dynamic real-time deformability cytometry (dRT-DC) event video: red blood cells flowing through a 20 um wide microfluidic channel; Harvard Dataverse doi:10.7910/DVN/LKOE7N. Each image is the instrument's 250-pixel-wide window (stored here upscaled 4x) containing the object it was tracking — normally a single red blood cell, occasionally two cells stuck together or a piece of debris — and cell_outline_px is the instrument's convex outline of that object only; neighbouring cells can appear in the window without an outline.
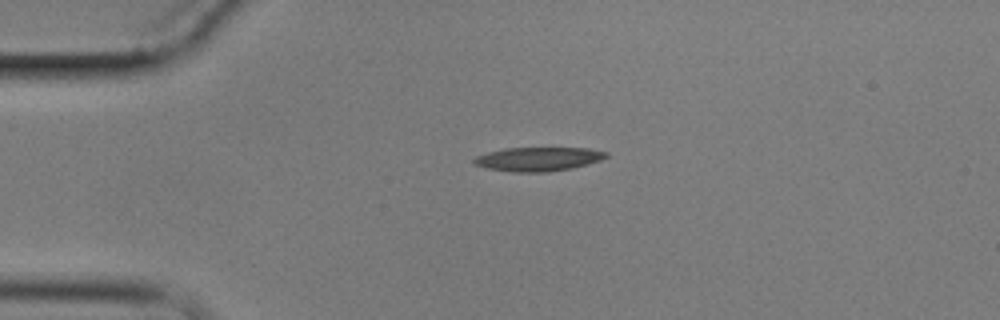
{"species": "common noctule bat (a hibernating species)", "species_latin": "Nyctalus noctula", "temperature_condition": "cold", "stored_images_in_passage": 3, "camera_frame_rate_fps": 3000, "um_per_image_px": 0.085, "animal": {"sex": "male", "body_mass_g": 17.9}, "frame": {"image": 1, "passage_image": 1, "time_ms": 0.0, "image_size_px": [1000, 320], "cell_outline_px": [[608, 156], [600, 160], [572, 168], [548, 172], [512, 172], [488, 168], [472, 164], [472, 160], [476, 156], [488, 152], [504, 148], [588, 148], [608, 152]], "centroid_in_image_um": [45.72, 13.52], "position_along_channel_um": 39.3, "area_um2": 18.44}}
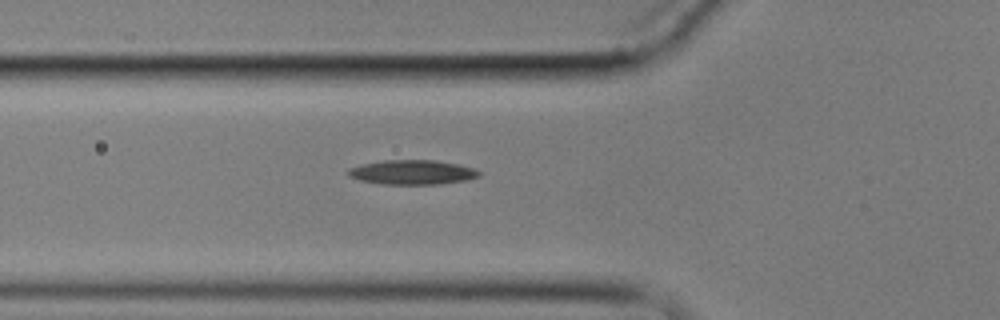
{"frame": {"image": 2, "passage_image": 3, "time_ms": 2.333, "image_size_px": [1000, 320], "cell_outline_px": [[480, 176], [468, 180], [440, 184], [380, 184], [360, 180], [348, 176], [348, 168], [364, 164], [384, 160], [436, 160], [456, 164], [472, 168], [480, 172]], "centroid_in_image_um": [35.04, 14.65], "position_along_channel_um": 90.8, "area_um2": 18.61}}